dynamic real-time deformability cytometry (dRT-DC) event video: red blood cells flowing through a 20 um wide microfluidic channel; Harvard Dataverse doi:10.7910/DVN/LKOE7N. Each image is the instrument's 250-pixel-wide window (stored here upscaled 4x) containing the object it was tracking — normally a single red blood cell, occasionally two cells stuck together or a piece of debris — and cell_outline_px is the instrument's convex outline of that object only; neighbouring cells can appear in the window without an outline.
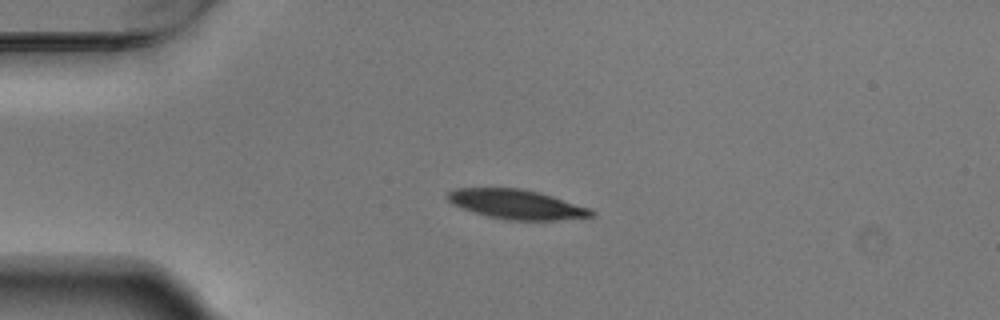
{"species": "Egyptian fruit bat (a non-hibernating species)", "species_latin": "Rousettus aegyptiacus", "temperature_condition": "warm", "stored_images_in_passage": 2, "camera_frame_rate_fps": 3000, "um_per_image_px": 0.085, "animal": {"sex": "male"}, "frame": {"image": 1, "passage_image": 2, "time_ms": 0.333, "image_size_px": [1000, 320], "cell_outline_px": [[596, 216], [560, 220], [508, 220], [488, 216], [472, 212], [452, 204], [444, 196], [448, 192], [456, 188], [516, 188], [536, 192], [552, 196], [592, 208], [596, 212]], "centroid_in_image_um": [43.93, 17.38], "position_along_channel_um": 41.1, "area_um2": 24.8}}